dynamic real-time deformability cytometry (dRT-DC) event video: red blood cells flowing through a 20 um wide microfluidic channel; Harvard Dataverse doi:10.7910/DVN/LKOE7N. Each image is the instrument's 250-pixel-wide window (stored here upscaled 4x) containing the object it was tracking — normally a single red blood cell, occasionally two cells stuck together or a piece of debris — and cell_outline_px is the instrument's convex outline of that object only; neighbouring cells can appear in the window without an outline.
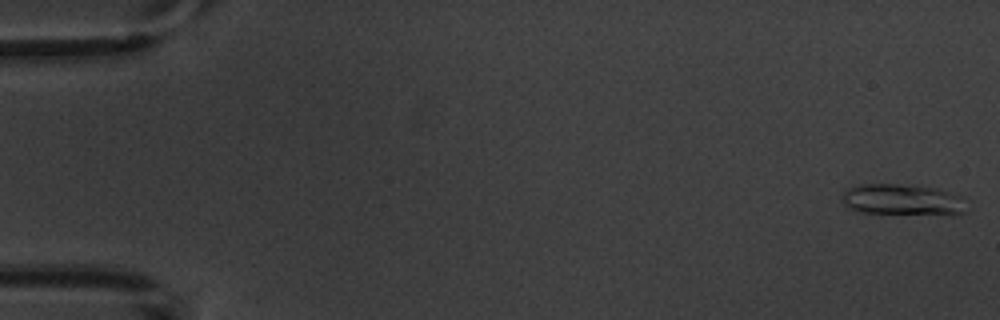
{"species": "common noctule bat (a hibernating species)", "species_latin": "Nyctalus noctula", "temperature_condition": "warm", "stored_images_in_passage": 6, "camera_frame_rate_fps": 3000, "um_per_image_px": 0.085, "animal": {"sex": "male", "body_mass_g": 20.1, "forearm_length_mm": 53.5}, "frame": {"image": 1, "passage_image": 1, "time_ms": 0.0, "image_size_px": [1000, 320], "cell_outline_px": [[964, 212], [956, 216], [864, 212], [848, 208], [844, 204], [844, 192], [848, 188], [860, 184], [896, 184], [932, 188], [960, 196]], "centroid_in_image_um": [76.69, 17.0], "position_along_channel_um": 8.3, "area_um2": 22.25}}